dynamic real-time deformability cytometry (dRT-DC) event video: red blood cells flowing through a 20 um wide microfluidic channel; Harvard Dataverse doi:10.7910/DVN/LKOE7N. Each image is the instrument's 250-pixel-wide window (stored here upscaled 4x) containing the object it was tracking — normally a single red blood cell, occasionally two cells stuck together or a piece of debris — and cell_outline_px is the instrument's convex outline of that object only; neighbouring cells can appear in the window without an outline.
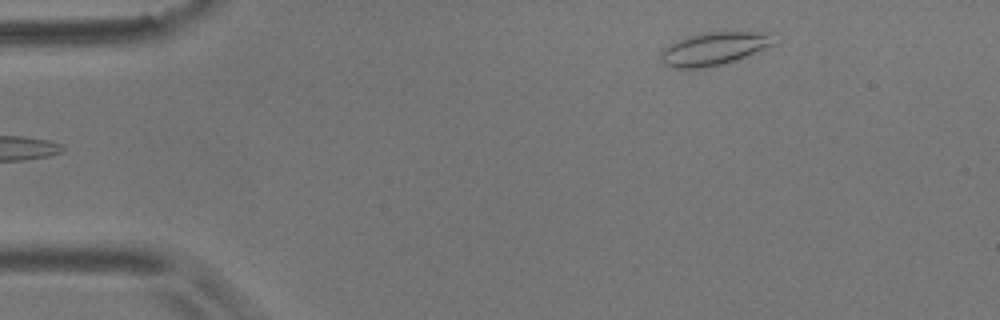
{"species": "common noctule bat (a hibernating species)", "species_latin": "Nyctalus noctula", "temperature_condition": "room temperature", "stored_images_in_passage": 49, "camera_frame_rate_fps": 3000, "um_per_image_px": 0.085, "animal": {"sex": "male", "body_mass_g": 17.9}, "frame": {"image": 1, "passage_image": 1, "time_ms": 0.0, "image_size_px": [1000, 320], "cell_outline_px": [[776, 32], [772, 44], [736, 60], [708, 68], [672, 68], [664, 64], [660, 60], [660, 52], [668, 44], [676, 40], [700, 32]], "centroid_in_image_um": [60.63, 4.13], "position_along_channel_um": 24.4, "area_um2": 21.85}}
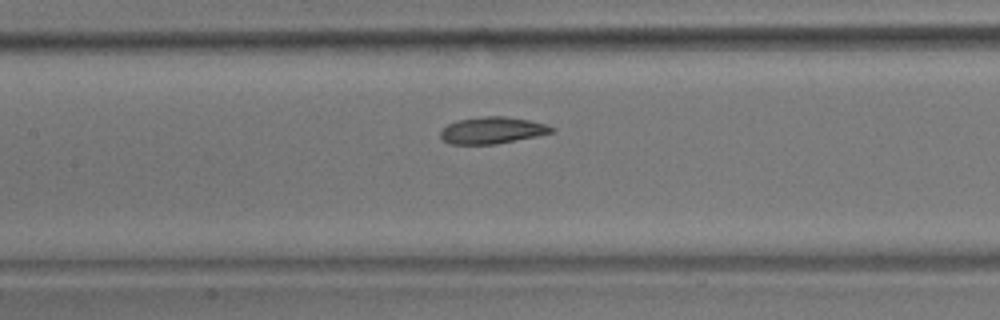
{"frame": {"image": 2, "passage_image": 19, "time_ms": 6.0, "image_size_px": [1000, 320], "cell_outline_px": [[556, 132], [496, 144], [448, 144], [440, 136], [440, 132], [448, 124], [456, 120], [480, 116], [504, 116], [528, 120], [544, 124], [556, 128]], "centroid_in_image_um": [41.84, 11.07], "position_along_channel_um": 165.6, "area_um2": 17.34}}
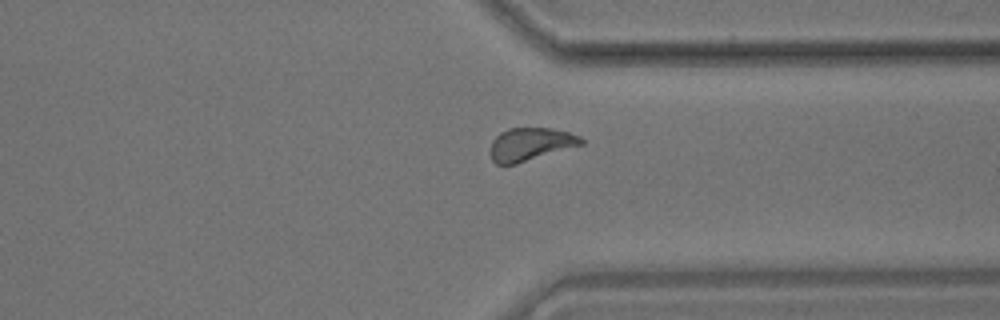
{"frame": {"image": 3, "passage_image": 36, "time_ms": 11.667, "image_size_px": [1000, 320], "cell_outline_px": [[584, 144], [516, 164], [496, 164], [492, 160], [488, 152], [492, 140], [500, 132], [508, 128], [552, 128], [568, 132], [580, 136], [584, 140]], "centroid_in_image_um": [45.06, 12.26], "position_along_channel_um": 366.3, "area_um2": 17.63}, "authors_computed_cell_mechanics": {"area_um2": 17.8602, "velocity_mm_per_s": 3.5483, "shape_relaxation_time_tau1_ms": 6.5003, "shape_relaxation_time_tau2_ms": 2.9154, "deformation_change_tau1": 0.1388, "deformation_change_tau2": 0.0839}}